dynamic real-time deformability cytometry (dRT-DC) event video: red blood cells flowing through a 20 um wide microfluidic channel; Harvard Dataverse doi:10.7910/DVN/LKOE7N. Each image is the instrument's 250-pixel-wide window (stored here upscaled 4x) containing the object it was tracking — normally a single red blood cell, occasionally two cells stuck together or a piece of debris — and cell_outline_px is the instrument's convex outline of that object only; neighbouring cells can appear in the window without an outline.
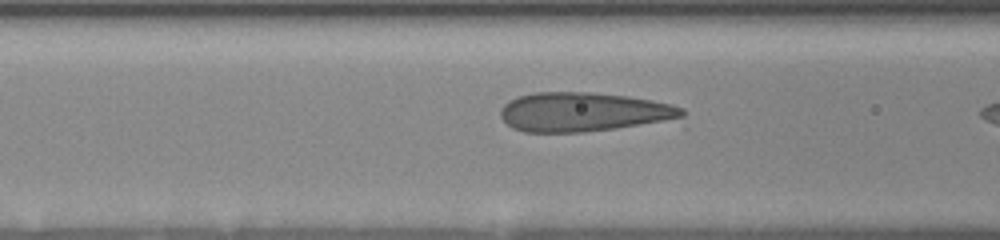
{"species": "human", "species_latin": "Homo sapiens", "temperature_condition": "room temperature", "stored_images_in_passage": 17, "camera_frame_rate_fps": 3000, "um_per_image_px": 0.085, "donor": {"sex": "female"}, "frame": {"image": 1, "passage_image": 15, "time_ms": 4.667, "image_size_px": [1000, 240], "cell_outline_px": [[684, 128], [584, 132], [524, 132], [512, 128], [500, 116], [500, 108], [504, 104], [520, 96], [532, 92], [592, 92], [628, 96], [652, 100], [672, 104], [684, 108]], "centroid_in_image_um": [50.05, 9.6], "position_along_channel_um": 116.6, "area_um2": 44.97}}